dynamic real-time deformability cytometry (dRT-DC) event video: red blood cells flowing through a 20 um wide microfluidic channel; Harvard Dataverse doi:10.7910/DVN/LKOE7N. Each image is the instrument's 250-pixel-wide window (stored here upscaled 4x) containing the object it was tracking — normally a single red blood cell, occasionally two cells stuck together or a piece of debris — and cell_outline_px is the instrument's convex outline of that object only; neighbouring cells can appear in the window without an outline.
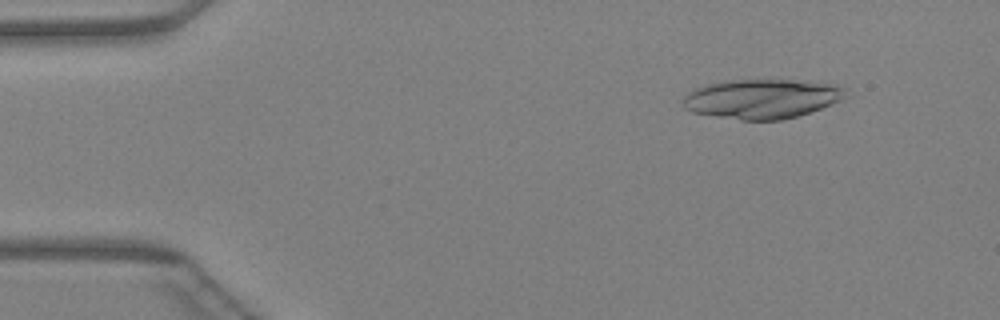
{"species": "Egyptian fruit bat (a non-hibernating species)", "species_latin": "Rousettus aegyptiacus", "temperature_condition": "warm", "stored_images_in_passage": 14, "camera_frame_rate_fps": 3000, "um_per_image_px": 0.085, "animal": {"sex": "female"}, "frame": {"image": 1, "passage_image": 5, "time_ms": 1.333, "image_size_px": [1000, 320], "cell_outline_px": [[852, 96], [820, 108], [796, 116], [780, 120], [740, 120], [692, 112], [684, 108], [680, 104], [684, 96], [692, 88], [724, 80], [792, 80], [836, 84], [848, 88]], "centroid_in_image_um": [64.78, 8.38], "position_along_channel_um": 20.2, "area_um2": 37.86}}